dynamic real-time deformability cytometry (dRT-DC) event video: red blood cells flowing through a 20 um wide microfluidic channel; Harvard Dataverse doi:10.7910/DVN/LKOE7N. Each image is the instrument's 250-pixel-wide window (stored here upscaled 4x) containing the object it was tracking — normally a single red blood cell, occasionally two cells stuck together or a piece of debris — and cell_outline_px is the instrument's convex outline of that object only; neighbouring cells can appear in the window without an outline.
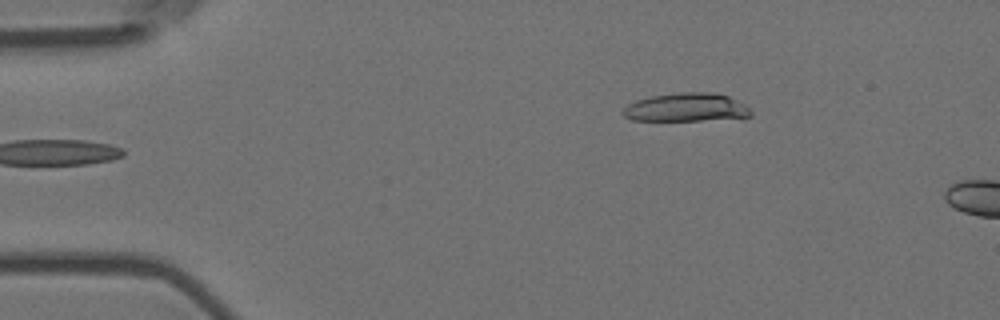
{"species": "Egyptian fruit bat (a non-hibernating species)", "species_latin": "Rousettus aegyptiacus", "temperature_condition": "room temperature", "stored_images_in_passage": 6, "camera_frame_rate_fps": 3000, "um_per_image_px": 0.085, "animal": {"sex": "female"}, "frame": {"image": 1, "passage_image": 6, "time_ms": 1.667, "image_size_px": [1000, 320], "cell_outline_px": [[752, 116], [744, 120], [632, 120], [624, 116], [620, 112], [628, 104], [636, 100], [652, 96], [680, 92], [712, 92], [728, 96], [744, 104], [752, 112]], "centroid_in_image_um": [58.41, 9.15], "position_along_channel_um": 26.6, "area_um2": 21.62}}